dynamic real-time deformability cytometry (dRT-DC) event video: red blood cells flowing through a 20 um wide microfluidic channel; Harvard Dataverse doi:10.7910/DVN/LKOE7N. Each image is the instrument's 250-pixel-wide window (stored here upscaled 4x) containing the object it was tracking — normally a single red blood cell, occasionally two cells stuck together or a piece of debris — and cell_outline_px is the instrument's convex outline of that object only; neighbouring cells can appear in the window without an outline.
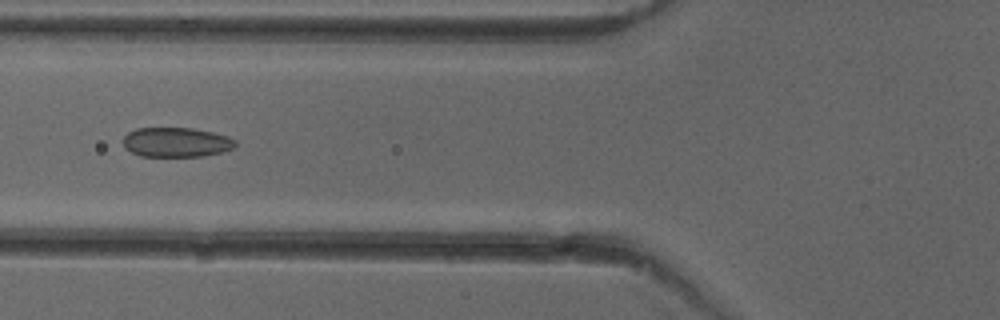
{"species": "common noctule bat (a hibernating species)", "species_latin": "Nyctalus noctula", "temperature_condition": "cold", "stored_images_in_passage": 52, "camera_frame_rate_fps": 3000, "um_per_image_px": 0.085, "animal": {"sex": "female"}, "frame": {"image": 1, "passage_image": 20, "time_ms": 6.333, "image_size_px": [1000, 320], "cell_outline_px": [[236, 148], [204, 156], [140, 156], [124, 148], [124, 136], [128, 132], [136, 128], [192, 128], [212, 132], [228, 136], [236, 140]], "centroid_in_image_um": [15.0, 12.09], "position_along_channel_um": 110.8, "area_um2": 19.42}}
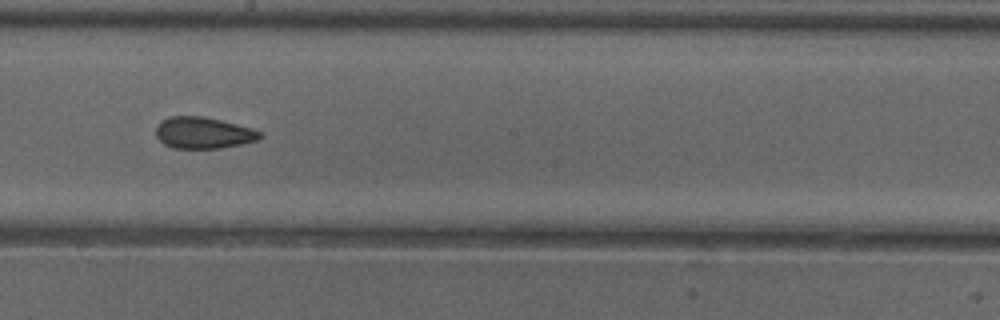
{"frame": {"image": 2, "passage_image": 29, "time_ms": 9.333, "image_size_px": [1000, 320], "cell_outline_px": [[260, 136], [256, 140], [240, 144], [220, 148], [172, 148], [164, 144], [156, 136], [156, 124], [160, 120], [168, 116], [204, 116], [252, 128], [260, 132]], "centroid_in_image_um": [17.21, 11.28], "position_along_channel_um": 231.0, "area_um2": 19.02}}
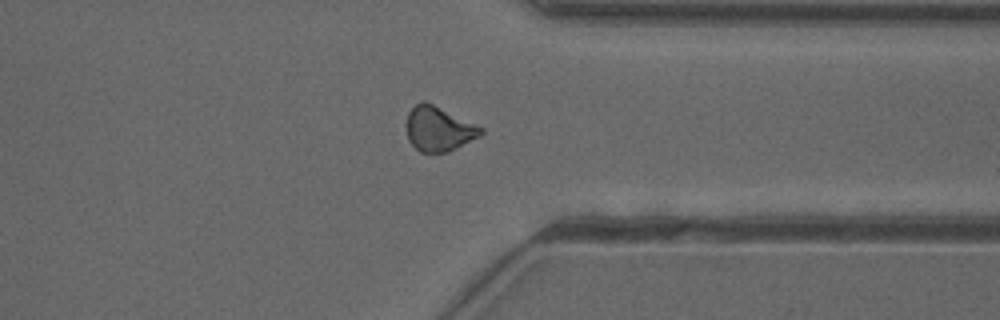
{"frame": {"image": 3, "passage_image": 40, "time_ms": 13.0, "image_size_px": [1000, 320], "cell_outline_px": [[484, 132], [480, 136], [448, 152], [420, 152], [408, 140], [404, 124], [408, 112], [416, 104], [424, 100], [484, 128]], "centroid_in_image_um": [37.25, 10.95], "position_along_channel_um": 374.1, "area_um2": 19.42}, "authors_computed_cell_mechanics": {"area_um2": 19.5075, "velocity_mm_per_s": 3.9851, "shape_relaxation_time_tau1_ms": null, "shape_relaxation_time_tau2_ms": 2.553, "deformation_change_tau1": null, "deformation_change_tau2": 0.0642}}